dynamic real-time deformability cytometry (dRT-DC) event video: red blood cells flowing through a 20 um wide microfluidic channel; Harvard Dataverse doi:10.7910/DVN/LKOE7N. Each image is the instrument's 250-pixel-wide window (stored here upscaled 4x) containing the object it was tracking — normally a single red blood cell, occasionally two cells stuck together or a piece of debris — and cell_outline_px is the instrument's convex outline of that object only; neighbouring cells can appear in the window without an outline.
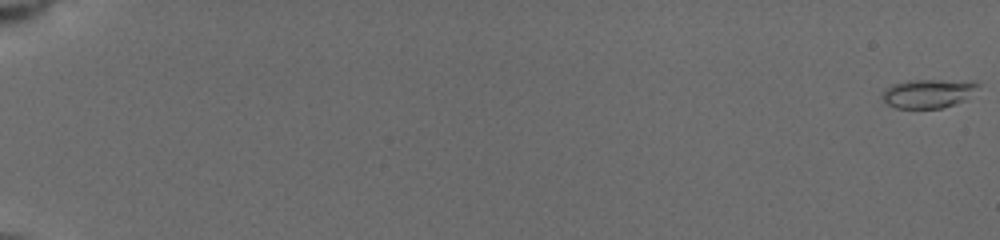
{"species": "common noctule bat (a hibernating species)", "species_latin": "Nyctalus noctula", "temperature_condition": "cold", "stored_images_in_passage": 49, "camera_frame_rate_fps": 3000, "um_per_image_px": 0.085, "animal": {"sex": "female", "body_mass_g": 19.5, "forearm_length_mm": 54.1}, "frame": {"image": 1, "passage_image": 1, "time_ms": 0.0, "image_size_px": [1000, 240], "cell_outline_px": [[980, 84], [964, 100], [940, 108], [896, 108], [888, 104], [884, 100], [884, 88], [892, 84], [908, 80], [976, 80]], "centroid_in_image_um": [78.9, 7.92], "position_along_channel_um": 6.1, "area_um2": 15.95}}
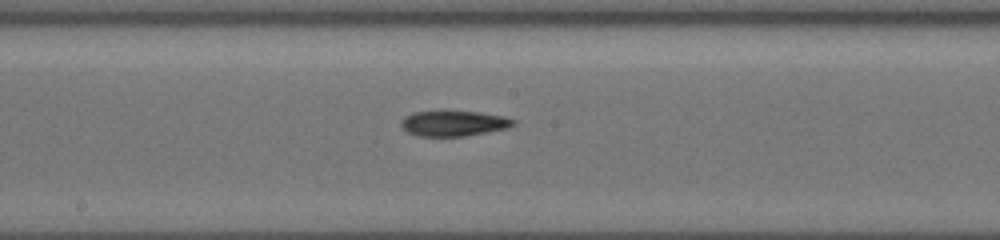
{"frame": {"image": 2, "passage_image": 31, "time_ms": 10.667, "image_size_px": [1000, 240], "cell_outline_px": [[516, 124], [508, 128], [464, 136], [416, 136], [408, 132], [400, 124], [400, 120], [404, 116], [412, 112], [476, 112], [504, 116], [516, 120]], "centroid_in_image_um": [38.56, 10.49], "position_along_channel_um": 209.6, "area_um2": 16.47}}
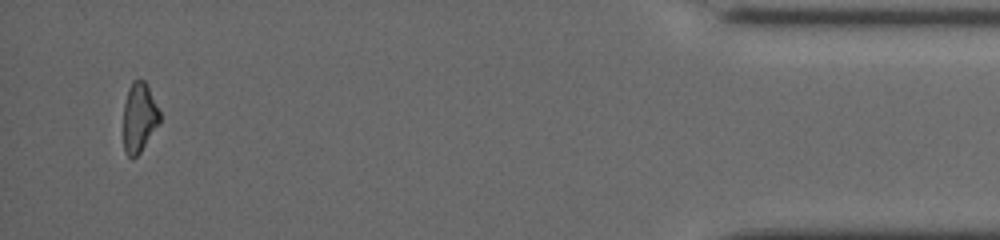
{"frame": {"image": 3, "passage_image": 49, "time_ms": 17.667, "image_size_px": [1000, 240], "cell_outline_px": [[160, 124], [140, 152], [132, 160], [124, 152], [124, 104], [128, 88], [132, 80], [144, 80], [160, 112]], "centroid_in_image_um": [11.83, 10.02], "position_along_channel_um": 423.4, "area_um2": 14.74}}